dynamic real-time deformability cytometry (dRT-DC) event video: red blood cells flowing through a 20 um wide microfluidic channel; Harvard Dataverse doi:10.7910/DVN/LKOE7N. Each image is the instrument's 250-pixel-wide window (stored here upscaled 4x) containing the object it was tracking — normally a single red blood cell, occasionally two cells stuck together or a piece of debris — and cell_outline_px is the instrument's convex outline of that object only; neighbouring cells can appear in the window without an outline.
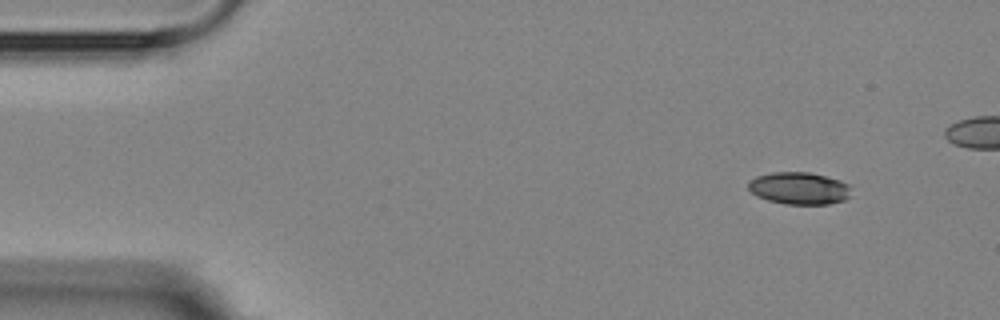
{"species": "Egyptian fruit bat (a non-hibernating species)", "species_latin": "Rousettus aegyptiacus", "temperature_condition": "room temperature", "stored_images_in_passage": 4, "segment_of_instrument_passage": [2, 2], "camera_frame_rate_fps": 3000, "um_per_image_px": 0.085, "animal": {"sex": "female"}, "frame": {"image": 1, "passage_image": 4, "time_ms": 4.333, "image_size_px": [1000, 320], "cell_outline_px": [[852, 196], [844, 200], [828, 204], [788, 204], [768, 200], [756, 196], [748, 188], [748, 180], [756, 176], [772, 172], [808, 172], [840, 180], [848, 184]], "centroid_in_image_um": [67.92, 16.0], "position_along_channel_um": 17.1, "area_um2": 19.36}}